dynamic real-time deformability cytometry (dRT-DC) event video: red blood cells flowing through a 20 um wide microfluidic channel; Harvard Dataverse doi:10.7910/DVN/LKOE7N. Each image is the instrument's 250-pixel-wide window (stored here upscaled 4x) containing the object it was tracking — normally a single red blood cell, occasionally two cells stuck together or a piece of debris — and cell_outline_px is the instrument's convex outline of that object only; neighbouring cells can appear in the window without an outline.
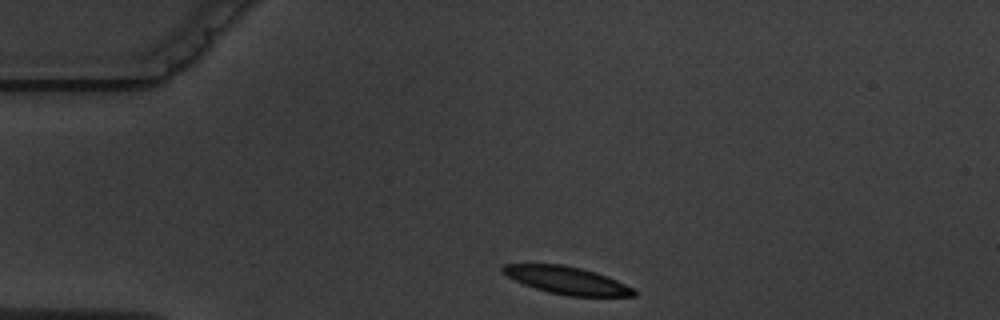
{"species": "common noctule bat (a hibernating species)", "species_latin": "Nyctalus noctula", "temperature_condition": "warm", "stored_images_in_passage": 2, "camera_frame_rate_fps": 3000, "um_per_image_px": 0.085, "animal": {"sex": "male", "body_mass_g": 19.5, "forearm_length_mm": 54.6}, "frame": {"image": 1, "passage_image": 1, "time_ms": 0.0, "image_size_px": [1000, 320], "cell_outline_px": [[636, 296], [568, 296], [548, 292], [524, 284], [500, 272], [500, 268], [504, 264], [564, 264], [596, 272], [616, 280], [632, 288], [636, 292]], "centroid_in_image_um": [48.16, 23.82], "position_along_channel_um": 36.8, "area_um2": 20.87}}